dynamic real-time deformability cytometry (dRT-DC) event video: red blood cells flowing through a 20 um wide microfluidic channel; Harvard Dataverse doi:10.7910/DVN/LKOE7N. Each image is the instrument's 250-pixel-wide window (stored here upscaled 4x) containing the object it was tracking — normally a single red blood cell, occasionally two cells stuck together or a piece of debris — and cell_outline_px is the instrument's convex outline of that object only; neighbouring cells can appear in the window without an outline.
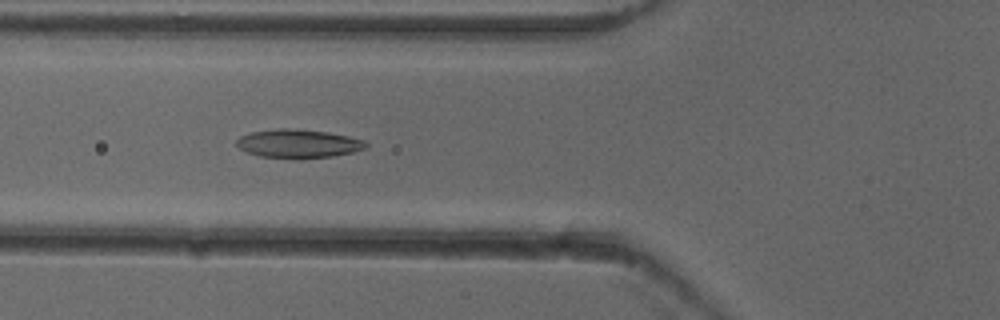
{"species": "common noctule bat (a hibernating species)", "species_latin": "Nyctalus noctula", "temperature_condition": "cold", "stored_images_in_passage": 36, "camera_frame_rate_fps": 3000, "um_per_image_px": 0.085, "animal": {"sex": "female"}, "frame": {"image": 1, "passage_image": 3, "time_ms": 0.667, "image_size_px": [1000, 320], "cell_outline_px": [[368, 144], [364, 148], [352, 152], [332, 156], [260, 156], [248, 152], [240, 148], [236, 144], [236, 140], [240, 136], [252, 132], [280, 128], [288, 128], [328, 132], [348, 136], [364, 140]], "centroid_in_image_um": [25.35, 12.16], "position_along_channel_um": 100.4, "area_um2": 20.58}}
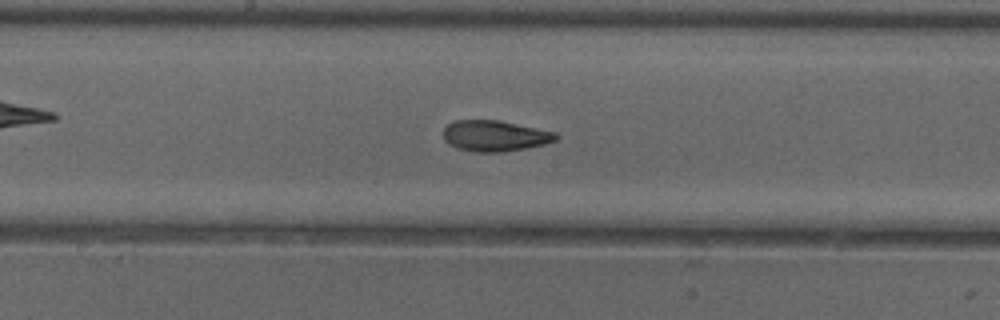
{"frame": {"image": 2, "passage_image": 11, "time_ms": 3.333, "image_size_px": [1000, 320], "cell_outline_px": [[560, 136], [556, 140], [544, 144], [524, 148], [500, 152], [476, 152], [456, 148], [448, 144], [444, 140], [444, 128], [448, 124], [456, 120], [500, 120], [556, 132]], "centroid_in_image_um": [42.06, 11.54], "position_along_channel_um": 206.1, "area_um2": 20.29}}
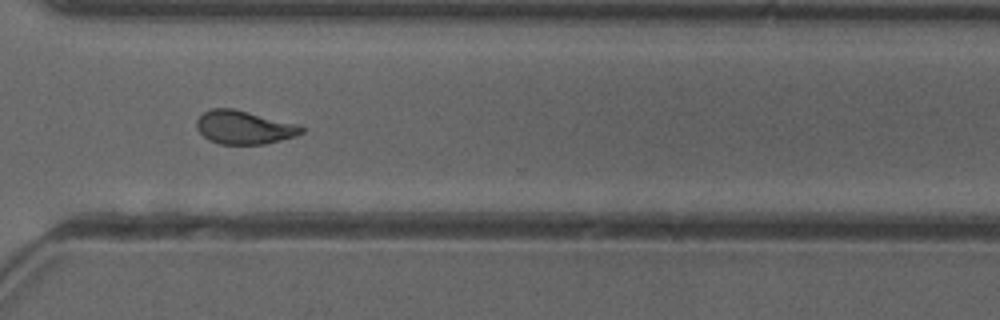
{"frame": {"image": 3, "passage_image": 22, "time_ms": 7.0, "image_size_px": [1000, 320], "cell_outline_px": [[304, 132], [296, 136], [264, 144], [220, 144], [208, 140], [196, 128], [196, 120], [204, 112], [212, 108], [232, 108], [300, 124], [304, 128]], "centroid_in_image_um": [20.76, 10.82], "position_along_channel_um": 349.8, "area_um2": 20.52}}